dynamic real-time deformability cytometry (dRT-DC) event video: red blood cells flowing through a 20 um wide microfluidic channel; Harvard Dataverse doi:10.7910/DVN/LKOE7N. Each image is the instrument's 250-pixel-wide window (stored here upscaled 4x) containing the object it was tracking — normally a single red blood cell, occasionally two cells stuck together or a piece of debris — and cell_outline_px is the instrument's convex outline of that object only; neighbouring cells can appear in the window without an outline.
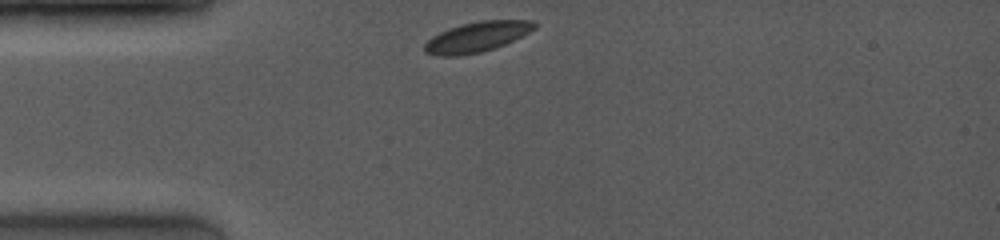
{"species": "common noctule bat (a hibernating species)", "species_latin": "Nyctalus noctula", "temperature_condition": "room temperature", "stored_images_in_passage": 42, "camera_frame_rate_fps": 4000, "um_per_image_px": 0.085, "animal": {"sex": "female", "body_mass_g": 19.0, "forearm_length_mm": 53.3}, "frame": {"image": 1, "passage_image": 1, "time_ms": 0.0, "image_size_px": [1000, 240], "cell_outline_px": [[536, 28], [496, 48], [480, 52], [456, 56], [436, 56], [424, 52], [424, 44], [432, 36], [448, 28], [460, 24], [480, 20], [532, 20], [536, 24]], "centroid_in_image_um": [40.5, 3.13], "position_along_channel_um": 44.5, "area_um2": 19.31}}
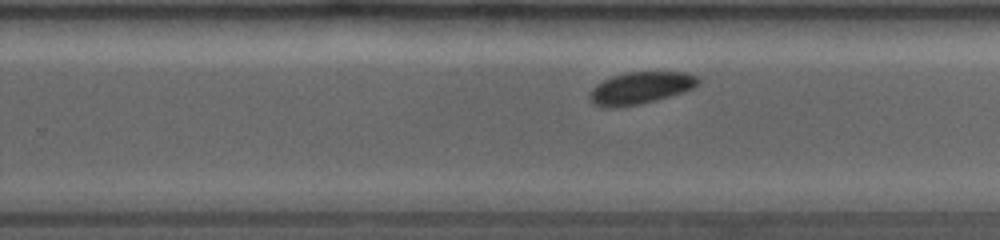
{"frame": {"image": 2, "passage_image": 26, "time_ms": 6.25, "image_size_px": [1000, 240], "cell_outline_px": [[700, 80], [692, 88], [684, 92], [656, 100], [640, 104], [616, 108], [600, 108], [592, 104], [588, 96], [588, 92], [596, 84], [612, 76], [624, 72], [684, 72], [700, 76]], "centroid_in_image_um": [54.38, 7.49], "position_along_channel_um": 275.4, "area_um2": 20.63}}
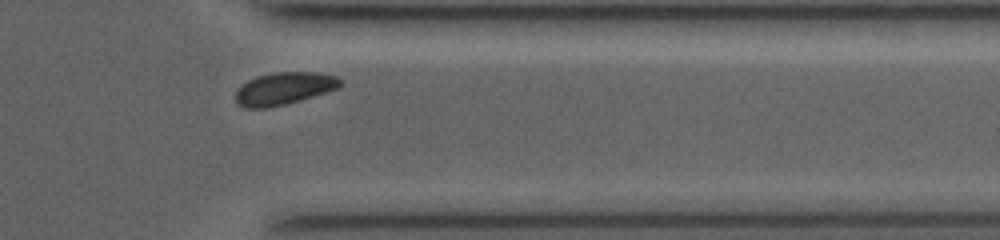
{"frame": {"image": 3, "passage_image": 37, "time_ms": 9.0, "image_size_px": [1000, 240], "cell_outline_px": [[344, 84], [340, 88], [300, 100], [268, 108], [244, 108], [236, 104], [236, 92], [248, 80], [256, 76], [276, 72], [316, 72], [336, 76], [344, 80]], "centroid_in_image_um": [24.19, 7.52], "position_along_channel_um": 387.2, "area_um2": 19.88}, "authors_computed_cell_mechanics": {"area_um2": 20.23, "velocity_mm_per_s": 4.0166, "shape_relaxation_time_tau1_ms": 3.6287, "shape_relaxation_time_tau2_ms": null, "deformation_change_tau1": 0.1032, "deformation_change_tau2": null}}